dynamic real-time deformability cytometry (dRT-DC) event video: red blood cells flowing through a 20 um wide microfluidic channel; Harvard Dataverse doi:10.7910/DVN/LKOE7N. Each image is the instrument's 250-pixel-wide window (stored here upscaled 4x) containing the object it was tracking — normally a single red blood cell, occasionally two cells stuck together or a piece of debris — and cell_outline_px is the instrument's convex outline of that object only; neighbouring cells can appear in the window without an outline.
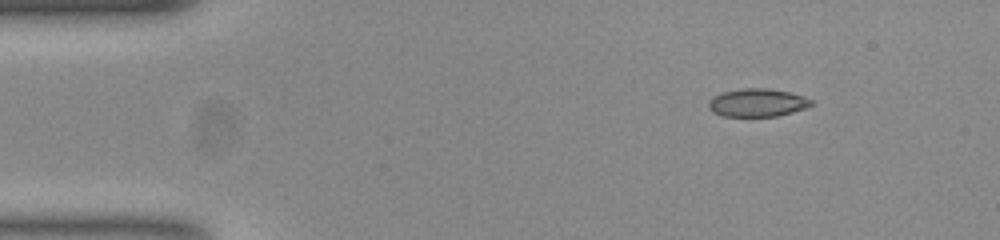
{"species": "common noctule bat (a hibernating species)", "species_latin": "Nyctalus noctula", "temperature_condition": "room temperature", "stored_images_in_passage": 48, "segment_of_instrument_passage": [1, 2], "camera_frame_rate_fps": 3000, "um_per_image_px": 0.085, "animal": {"sex": "female", "body_mass_g": 23.0, "forearm_length_mm": 53.4}, "frame": {"image": 1, "passage_image": 1, "time_ms": 0.0, "image_size_px": [1000, 240], "cell_outline_px": [[816, 104], [792, 112], [776, 116], [724, 116], [712, 112], [708, 108], [708, 100], [712, 96], [724, 92], [744, 88], [764, 88], [788, 92], [804, 96], [812, 100]], "centroid_in_image_um": [64.36, 8.73], "position_along_channel_um": 20.6, "area_um2": 16.76}}
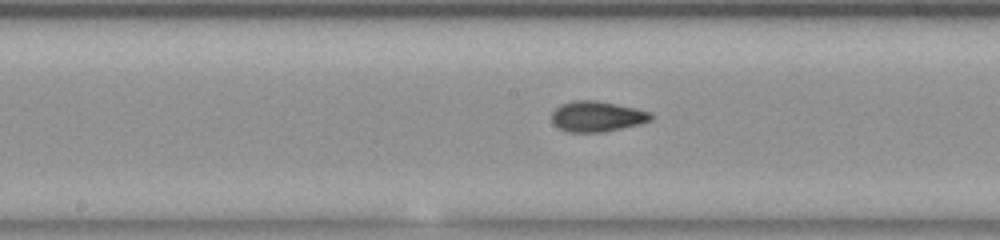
{"frame": {"image": 2, "passage_image": 21, "time_ms": 6.667, "image_size_px": [1000, 240], "cell_outline_px": [[652, 120], [640, 124], [600, 132], [568, 132], [560, 128], [552, 120], [552, 112], [560, 104], [572, 100], [596, 100], [636, 108], [652, 112]], "centroid_in_image_um": [50.76, 9.88], "position_along_channel_um": 197.4, "area_um2": 17.57}}
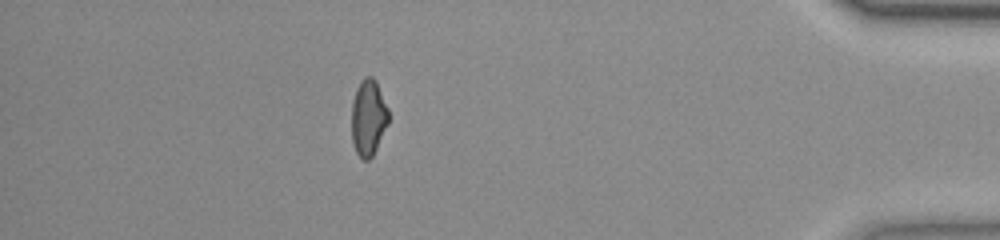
{"frame": {"image": 3, "passage_image": 41, "time_ms": 13.333, "image_size_px": [1000, 240], "cell_outline_px": [[388, 124], [372, 156], [368, 160], [364, 160], [356, 152], [352, 140], [352, 104], [356, 88], [360, 80], [364, 76], [372, 76], [376, 80], [388, 108]], "centroid_in_image_um": [31.31, 9.96], "position_along_channel_um": 403.9, "area_um2": 16.36}}